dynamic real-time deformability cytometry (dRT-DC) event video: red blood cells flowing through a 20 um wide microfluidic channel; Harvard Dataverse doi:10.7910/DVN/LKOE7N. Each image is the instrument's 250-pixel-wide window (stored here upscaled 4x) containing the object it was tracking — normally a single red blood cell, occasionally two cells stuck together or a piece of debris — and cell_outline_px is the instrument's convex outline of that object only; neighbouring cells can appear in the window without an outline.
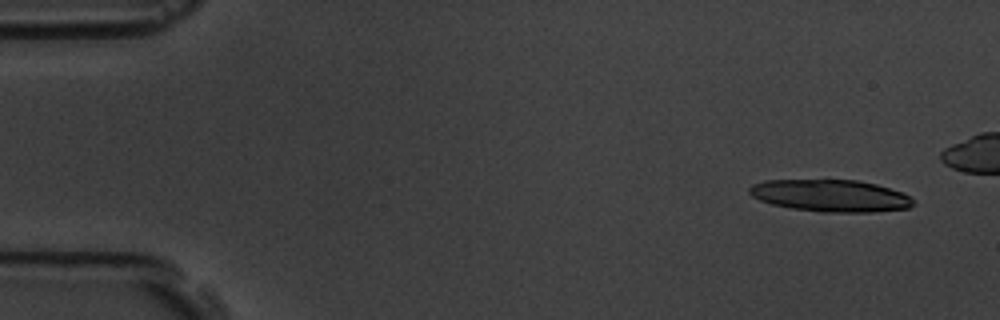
{"species": "common noctule bat (a hibernating species)", "species_latin": "Nyctalus noctula", "temperature_condition": "room temperature", "stored_images_in_passage": 6, "camera_frame_rate_fps": 3000, "um_per_image_px": 0.085, "animal": {"sex": "male", "body_mass_g": 19.5, "forearm_length_mm": 54.6}, "frame": {"image": 1, "passage_image": 1, "time_ms": 0.0, "image_size_px": [1000, 320], "cell_outline_px": [[916, 204], [908, 208], [872, 212], [820, 212], [792, 208], [772, 204], [760, 200], [752, 196], [748, 192], [748, 188], [752, 184], [764, 180], [856, 180], [876, 184], [900, 192], [916, 200]], "centroid_in_image_um": [70.59, 16.63], "position_along_channel_um": 14.4, "area_um2": 30.63}}